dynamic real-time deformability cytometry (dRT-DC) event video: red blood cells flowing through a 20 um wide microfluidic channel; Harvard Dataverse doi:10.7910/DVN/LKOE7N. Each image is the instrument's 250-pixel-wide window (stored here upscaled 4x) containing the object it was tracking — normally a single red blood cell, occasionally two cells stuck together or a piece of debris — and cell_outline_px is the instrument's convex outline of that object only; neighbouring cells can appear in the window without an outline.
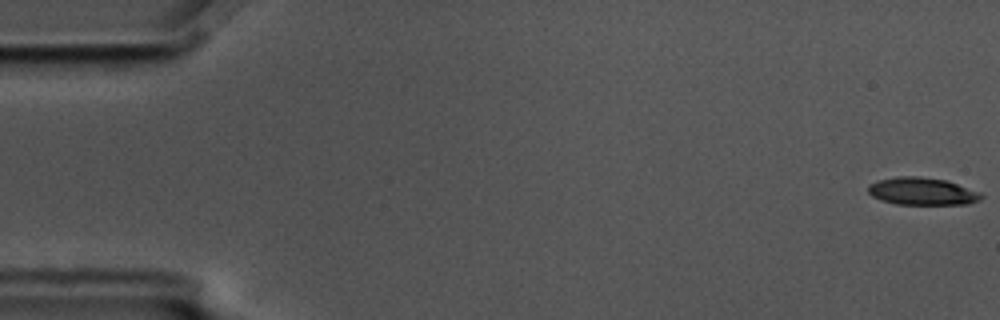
{"species": "common noctule bat (a hibernating species)", "species_latin": "Nyctalus noctula", "temperature_condition": "cold", "stored_images_in_passage": 5, "camera_frame_rate_fps": 3000, "um_per_image_px": 0.085, "animal": {"sex": "male", "body_mass_g": 17.5, "forearm_length_mm": 52.3}, "frame": {"image": 1, "passage_image": 1, "time_ms": 0.0, "image_size_px": [1000, 320], "cell_outline_px": [[984, 196], [980, 200], [968, 204], [896, 204], [880, 200], [872, 196], [868, 192], [868, 184], [876, 180], [896, 176], [920, 176], [944, 180], [980, 192]], "centroid_in_image_um": [78.34, 16.26], "position_along_channel_um": 6.7, "area_um2": 18.15}}
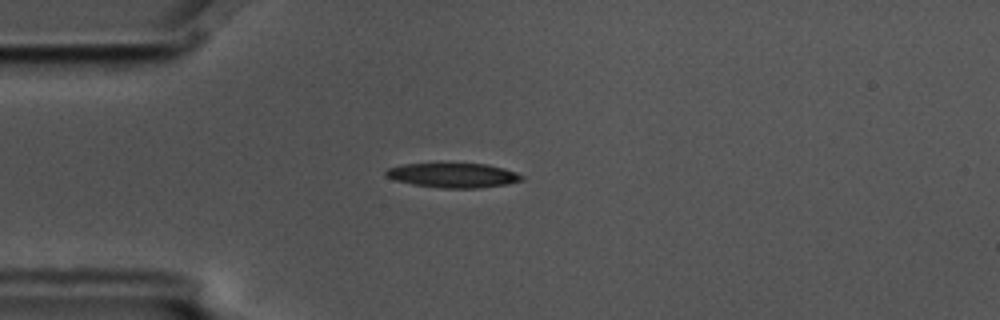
{"frame": {"image": 2, "passage_image": 5, "time_ms": 1.333, "image_size_px": [1000, 320], "cell_outline_px": [[524, 180], [504, 184], [480, 188], [440, 188], [412, 184], [396, 180], [384, 176], [384, 172], [388, 168], [404, 164], [484, 164], [504, 168], [516, 172], [524, 176]], "centroid_in_image_um": [38.51, 14.91], "position_along_channel_um": 46.5, "area_um2": 19.31}}